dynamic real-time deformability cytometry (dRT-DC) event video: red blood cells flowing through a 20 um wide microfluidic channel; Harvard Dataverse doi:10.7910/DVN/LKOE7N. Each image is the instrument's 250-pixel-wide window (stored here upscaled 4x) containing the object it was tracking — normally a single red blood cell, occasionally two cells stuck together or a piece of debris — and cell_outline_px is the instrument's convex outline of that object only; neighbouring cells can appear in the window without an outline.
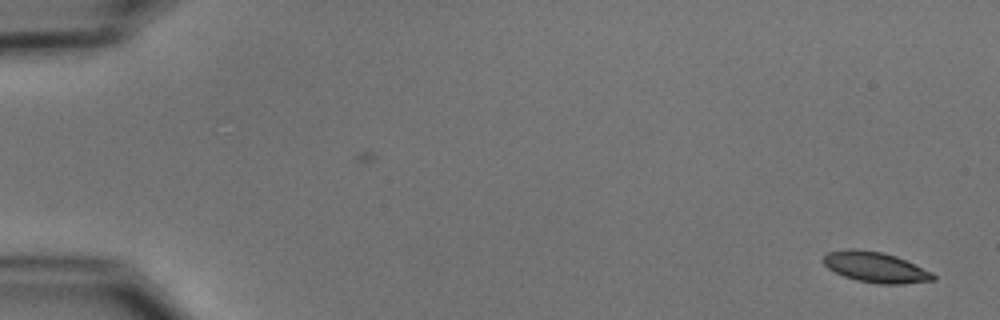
{"species": "common noctule bat (a hibernating species)", "species_latin": "Nyctalus noctula", "temperature_condition": "cold", "stored_images_in_passage": 8, "camera_frame_rate_fps": 3000, "um_per_image_px": 0.085, "animal": {"sex": "male", "body_mass_g": 15.6}, "frame": {"image": 1, "passage_image": 1, "time_ms": 0.0, "image_size_px": [1000, 320], "cell_outline_px": [[936, 280], [900, 284], [880, 284], [856, 280], [844, 276], [828, 268], [820, 260], [828, 252], [848, 248], [856, 248], [880, 252], [896, 256], [932, 272], [936, 276]], "centroid_in_image_um": [74.39, 22.71], "position_along_channel_um": 10.6, "area_um2": 19.54}}